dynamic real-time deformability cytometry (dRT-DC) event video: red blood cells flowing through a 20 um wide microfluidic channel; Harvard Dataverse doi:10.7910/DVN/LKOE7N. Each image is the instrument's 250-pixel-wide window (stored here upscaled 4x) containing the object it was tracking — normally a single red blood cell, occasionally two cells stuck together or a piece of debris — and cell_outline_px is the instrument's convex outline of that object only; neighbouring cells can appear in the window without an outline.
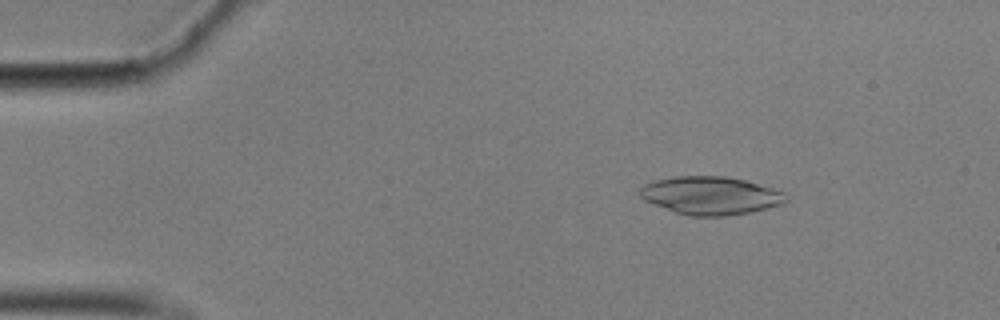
{"species": "common noctule bat (a hibernating species)", "species_latin": "Nyctalus noctula", "temperature_condition": "cold", "stored_images_in_passage": 56, "camera_frame_rate_fps": 3000, "um_per_image_px": 0.085, "animal": {"sex": "male", "body_mass_g": 17.9}, "frame": {"image": 1, "passage_image": 8, "time_ms": 2.333, "image_size_px": [1000, 320], "cell_outline_px": [[788, 200], [784, 204], [768, 208], [728, 216], [688, 216], [676, 212], [644, 200], [640, 196], [640, 188], [644, 184], [656, 180], [676, 176], [724, 176], [744, 180], [772, 188], [784, 192]], "centroid_in_image_um": [60.41, 16.62], "position_along_channel_um": 24.6, "area_um2": 32.25}}
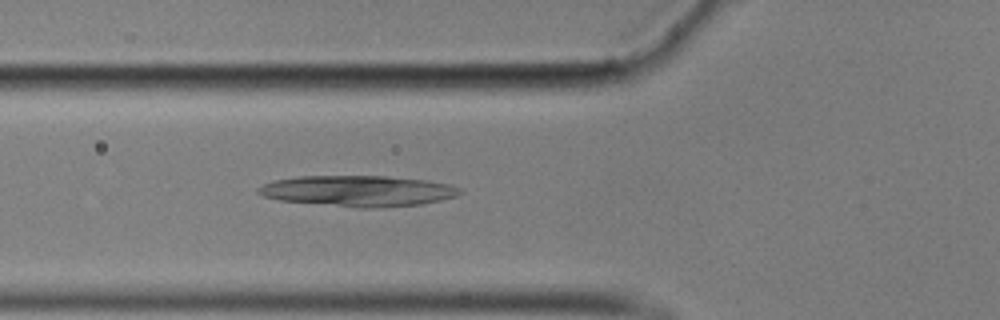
{"frame": {"image": 2, "passage_image": 20, "time_ms": 6.333, "image_size_px": [1000, 320], "cell_outline_px": [[464, 192], [456, 196], [440, 200], [420, 204], [336, 204], [280, 200], [264, 196], [256, 192], [256, 188], [264, 184], [276, 180], [300, 176], [384, 176], [428, 180], [448, 184], [460, 188]], "centroid_in_image_um": [30.44, 16.16], "position_along_channel_um": 95.4, "area_um2": 34.22}}